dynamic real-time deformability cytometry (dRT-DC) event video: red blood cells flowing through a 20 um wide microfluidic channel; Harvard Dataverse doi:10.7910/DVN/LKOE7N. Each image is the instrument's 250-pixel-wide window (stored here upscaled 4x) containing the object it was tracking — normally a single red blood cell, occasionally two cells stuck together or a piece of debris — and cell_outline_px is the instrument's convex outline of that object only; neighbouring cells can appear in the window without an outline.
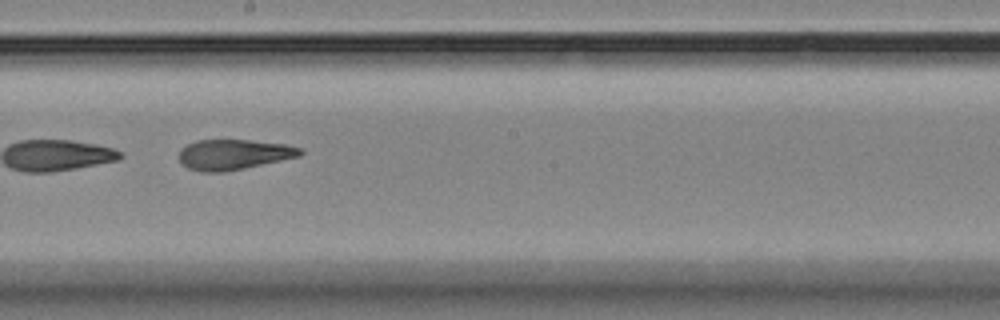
{"species": "Egyptian fruit bat (a non-hibernating species)", "species_latin": "Rousettus aegyptiacus", "temperature_condition": "room temperature", "stored_images_in_passage": 15, "camera_frame_rate_fps": 3000, "um_per_image_px": 0.085, "animal": {"sex": "female"}, "frame": {"image": 1, "passage_image": 9, "time_ms": 10.0, "image_size_px": [1000, 320], "cell_outline_px": [[304, 152], [300, 156], [244, 168], [224, 172], [200, 172], [188, 168], [180, 160], [180, 148], [196, 140], [248, 140], [284, 144], [300, 148]], "centroid_in_image_um": [19.85, 13.13], "position_along_channel_um": 228.4, "area_um2": 21.21}}
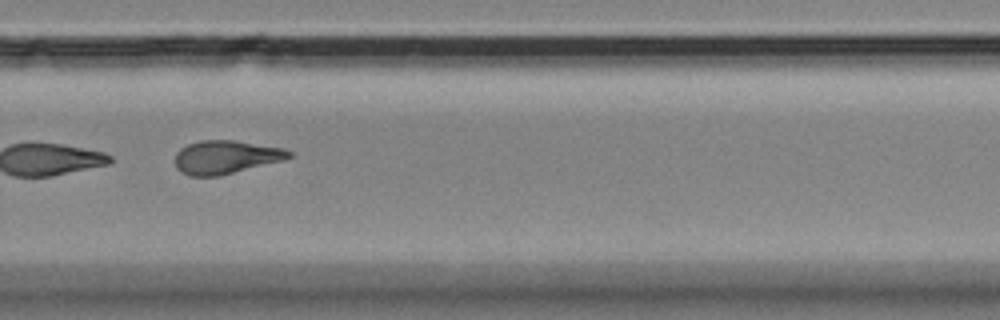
{"frame": {"image": 2, "passage_image": 11, "time_ms": 12.333, "image_size_px": [1000, 320], "cell_outline_px": [[292, 156], [284, 160], [216, 176], [188, 176], [180, 172], [176, 168], [176, 152], [180, 148], [188, 144], [200, 140], [232, 140], [284, 148], [292, 152]], "centroid_in_image_um": [19.17, 13.35], "position_along_channel_um": 310.6, "area_um2": 22.02}, "authors_computed_cell_mechanics": {"area_um2": 24.565, "velocity_mm_per_s": 3.5411, "shape_relaxation_time_tau1_ms": null, "shape_relaxation_time_tau2_ms": 2.97, "deformation_change_tau1": null, "deformation_change_tau2": 0.1214}}